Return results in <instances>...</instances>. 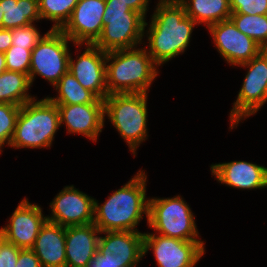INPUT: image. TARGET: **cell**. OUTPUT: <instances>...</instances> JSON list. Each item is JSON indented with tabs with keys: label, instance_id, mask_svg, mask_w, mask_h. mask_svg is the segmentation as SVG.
<instances>
[{
	"label": "cell",
	"instance_id": "33",
	"mask_svg": "<svg viewBox=\"0 0 267 267\" xmlns=\"http://www.w3.org/2000/svg\"><path fill=\"white\" fill-rule=\"evenodd\" d=\"M16 267H42L38 257L31 249H21Z\"/></svg>",
	"mask_w": 267,
	"mask_h": 267
},
{
	"label": "cell",
	"instance_id": "13",
	"mask_svg": "<svg viewBox=\"0 0 267 267\" xmlns=\"http://www.w3.org/2000/svg\"><path fill=\"white\" fill-rule=\"evenodd\" d=\"M208 30L217 51L229 65L246 63L263 49L251 37L240 32L230 19L210 25Z\"/></svg>",
	"mask_w": 267,
	"mask_h": 267
},
{
	"label": "cell",
	"instance_id": "2",
	"mask_svg": "<svg viewBox=\"0 0 267 267\" xmlns=\"http://www.w3.org/2000/svg\"><path fill=\"white\" fill-rule=\"evenodd\" d=\"M145 171L140 170L123 187L114 191L104 204L94 199L95 226L101 231H134L144 218L148 219L149 199H146Z\"/></svg>",
	"mask_w": 267,
	"mask_h": 267
},
{
	"label": "cell",
	"instance_id": "15",
	"mask_svg": "<svg viewBox=\"0 0 267 267\" xmlns=\"http://www.w3.org/2000/svg\"><path fill=\"white\" fill-rule=\"evenodd\" d=\"M85 51L77 56L76 61L70 54L68 71L86 89L93 92L99 99L107 95L106 85V54L93 44H85Z\"/></svg>",
	"mask_w": 267,
	"mask_h": 267
},
{
	"label": "cell",
	"instance_id": "29",
	"mask_svg": "<svg viewBox=\"0 0 267 267\" xmlns=\"http://www.w3.org/2000/svg\"><path fill=\"white\" fill-rule=\"evenodd\" d=\"M41 36L33 23L11 29L12 46L33 50Z\"/></svg>",
	"mask_w": 267,
	"mask_h": 267
},
{
	"label": "cell",
	"instance_id": "6",
	"mask_svg": "<svg viewBox=\"0 0 267 267\" xmlns=\"http://www.w3.org/2000/svg\"><path fill=\"white\" fill-rule=\"evenodd\" d=\"M148 93H114L104 99V116L108 117L125 140L133 155L147 134Z\"/></svg>",
	"mask_w": 267,
	"mask_h": 267
},
{
	"label": "cell",
	"instance_id": "8",
	"mask_svg": "<svg viewBox=\"0 0 267 267\" xmlns=\"http://www.w3.org/2000/svg\"><path fill=\"white\" fill-rule=\"evenodd\" d=\"M68 42H72L61 30L50 29L39 40L31 52L29 80L31 85L36 75L53 87L69 69Z\"/></svg>",
	"mask_w": 267,
	"mask_h": 267
},
{
	"label": "cell",
	"instance_id": "25",
	"mask_svg": "<svg viewBox=\"0 0 267 267\" xmlns=\"http://www.w3.org/2000/svg\"><path fill=\"white\" fill-rule=\"evenodd\" d=\"M229 19L240 32L251 37L261 48L267 47V15L232 13Z\"/></svg>",
	"mask_w": 267,
	"mask_h": 267
},
{
	"label": "cell",
	"instance_id": "24",
	"mask_svg": "<svg viewBox=\"0 0 267 267\" xmlns=\"http://www.w3.org/2000/svg\"><path fill=\"white\" fill-rule=\"evenodd\" d=\"M54 88L58 90V96L48 98L55 104L104 103V100L84 88L69 71L60 78Z\"/></svg>",
	"mask_w": 267,
	"mask_h": 267
},
{
	"label": "cell",
	"instance_id": "35",
	"mask_svg": "<svg viewBox=\"0 0 267 267\" xmlns=\"http://www.w3.org/2000/svg\"><path fill=\"white\" fill-rule=\"evenodd\" d=\"M11 46V29L0 28V52L5 53Z\"/></svg>",
	"mask_w": 267,
	"mask_h": 267
},
{
	"label": "cell",
	"instance_id": "4",
	"mask_svg": "<svg viewBox=\"0 0 267 267\" xmlns=\"http://www.w3.org/2000/svg\"><path fill=\"white\" fill-rule=\"evenodd\" d=\"M60 124L57 105L48 97L21 106L15 130L9 144L13 148L51 147Z\"/></svg>",
	"mask_w": 267,
	"mask_h": 267
},
{
	"label": "cell",
	"instance_id": "26",
	"mask_svg": "<svg viewBox=\"0 0 267 267\" xmlns=\"http://www.w3.org/2000/svg\"><path fill=\"white\" fill-rule=\"evenodd\" d=\"M79 0H39L40 18L51 20V29L61 30L70 19Z\"/></svg>",
	"mask_w": 267,
	"mask_h": 267
},
{
	"label": "cell",
	"instance_id": "19",
	"mask_svg": "<svg viewBox=\"0 0 267 267\" xmlns=\"http://www.w3.org/2000/svg\"><path fill=\"white\" fill-rule=\"evenodd\" d=\"M100 233L94 223L65 227L66 267H87L98 251Z\"/></svg>",
	"mask_w": 267,
	"mask_h": 267
},
{
	"label": "cell",
	"instance_id": "37",
	"mask_svg": "<svg viewBox=\"0 0 267 267\" xmlns=\"http://www.w3.org/2000/svg\"><path fill=\"white\" fill-rule=\"evenodd\" d=\"M3 16H4V14H2L1 6H0V28H3Z\"/></svg>",
	"mask_w": 267,
	"mask_h": 267
},
{
	"label": "cell",
	"instance_id": "12",
	"mask_svg": "<svg viewBox=\"0 0 267 267\" xmlns=\"http://www.w3.org/2000/svg\"><path fill=\"white\" fill-rule=\"evenodd\" d=\"M106 0H79L61 31L77 47L93 44L101 35Z\"/></svg>",
	"mask_w": 267,
	"mask_h": 267
},
{
	"label": "cell",
	"instance_id": "23",
	"mask_svg": "<svg viewBox=\"0 0 267 267\" xmlns=\"http://www.w3.org/2000/svg\"><path fill=\"white\" fill-rule=\"evenodd\" d=\"M30 87L27 74L5 70L0 74V103L22 106L30 102L36 98L27 93Z\"/></svg>",
	"mask_w": 267,
	"mask_h": 267
},
{
	"label": "cell",
	"instance_id": "9",
	"mask_svg": "<svg viewBox=\"0 0 267 267\" xmlns=\"http://www.w3.org/2000/svg\"><path fill=\"white\" fill-rule=\"evenodd\" d=\"M239 66L247 67L248 71L230 110V130L236 128L241 120L254 115L267 102V55L261 51Z\"/></svg>",
	"mask_w": 267,
	"mask_h": 267
},
{
	"label": "cell",
	"instance_id": "22",
	"mask_svg": "<svg viewBox=\"0 0 267 267\" xmlns=\"http://www.w3.org/2000/svg\"><path fill=\"white\" fill-rule=\"evenodd\" d=\"M3 28L23 27L41 20L39 0H0Z\"/></svg>",
	"mask_w": 267,
	"mask_h": 267
},
{
	"label": "cell",
	"instance_id": "32",
	"mask_svg": "<svg viewBox=\"0 0 267 267\" xmlns=\"http://www.w3.org/2000/svg\"><path fill=\"white\" fill-rule=\"evenodd\" d=\"M87 267H120V263L111 253H99L97 251Z\"/></svg>",
	"mask_w": 267,
	"mask_h": 267
},
{
	"label": "cell",
	"instance_id": "21",
	"mask_svg": "<svg viewBox=\"0 0 267 267\" xmlns=\"http://www.w3.org/2000/svg\"><path fill=\"white\" fill-rule=\"evenodd\" d=\"M188 17L198 25H210L228 20L232 14L230 0H179Z\"/></svg>",
	"mask_w": 267,
	"mask_h": 267
},
{
	"label": "cell",
	"instance_id": "20",
	"mask_svg": "<svg viewBox=\"0 0 267 267\" xmlns=\"http://www.w3.org/2000/svg\"><path fill=\"white\" fill-rule=\"evenodd\" d=\"M31 250L42 267H66L65 227L46 221Z\"/></svg>",
	"mask_w": 267,
	"mask_h": 267
},
{
	"label": "cell",
	"instance_id": "5",
	"mask_svg": "<svg viewBox=\"0 0 267 267\" xmlns=\"http://www.w3.org/2000/svg\"><path fill=\"white\" fill-rule=\"evenodd\" d=\"M101 35L93 43L104 52L137 48L142 44L148 23L123 0H106Z\"/></svg>",
	"mask_w": 267,
	"mask_h": 267
},
{
	"label": "cell",
	"instance_id": "16",
	"mask_svg": "<svg viewBox=\"0 0 267 267\" xmlns=\"http://www.w3.org/2000/svg\"><path fill=\"white\" fill-rule=\"evenodd\" d=\"M56 105L60 114V124L66 125L69 134H81L97 142L105 122L104 103Z\"/></svg>",
	"mask_w": 267,
	"mask_h": 267
},
{
	"label": "cell",
	"instance_id": "18",
	"mask_svg": "<svg viewBox=\"0 0 267 267\" xmlns=\"http://www.w3.org/2000/svg\"><path fill=\"white\" fill-rule=\"evenodd\" d=\"M99 235L98 252L111 253L120 267H136L143 257L144 233L134 231H105Z\"/></svg>",
	"mask_w": 267,
	"mask_h": 267
},
{
	"label": "cell",
	"instance_id": "7",
	"mask_svg": "<svg viewBox=\"0 0 267 267\" xmlns=\"http://www.w3.org/2000/svg\"><path fill=\"white\" fill-rule=\"evenodd\" d=\"M190 206L180 195L149 198L148 227L155 233L185 241H202ZM198 238V239H197Z\"/></svg>",
	"mask_w": 267,
	"mask_h": 267
},
{
	"label": "cell",
	"instance_id": "30",
	"mask_svg": "<svg viewBox=\"0 0 267 267\" xmlns=\"http://www.w3.org/2000/svg\"><path fill=\"white\" fill-rule=\"evenodd\" d=\"M232 13L267 15V0H230Z\"/></svg>",
	"mask_w": 267,
	"mask_h": 267
},
{
	"label": "cell",
	"instance_id": "31",
	"mask_svg": "<svg viewBox=\"0 0 267 267\" xmlns=\"http://www.w3.org/2000/svg\"><path fill=\"white\" fill-rule=\"evenodd\" d=\"M20 250L0 236V267H16Z\"/></svg>",
	"mask_w": 267,
	"mask_h": 267
},
{
	"label": "cell",
	"instance_id": "36",
	"mask_svg": "<svg viewBox=\"0 0 267 267\" xmlns=\"http://www.w3.org/2000/svg\"><path fill=\"white\" fill-rule=\"evenodd\" d=\"M5 70H7L5 53L0 52V74L3 73Z\"/></svg>",
	"mask_w": 267,
	"mask_h": 267
},
{
	"label": "cell",
	"instance_id": "1",
	"mask_svg": "<svg viewBox=\"0 0 267 267\" xmlns=\"http://www.w3.org/2000/svg\"><path fill=\"white\" fill-rule=\"evenodd\" d=\"M150 22L146 50L158 66L184 53L197 25L179 0H159Z\"/></svg>",
	"mask_w": 267,
	"mask_h": 267
},
{
	"label": "cell",
	"instance_id": "28",
	"mask_svg": "<svg viewBox=\"0 0 267 267\" xmlns=\"http://www.w3.org/2000/svg\"><path fill=\"white\" fill-rule=\"evenodd\" d=\"M32 50L11 46L6 52V69L29 76Z\"/></svg>",
	"mask_w": 267,
	"mask_h": 267
},
{
	"label": "cell",
	"instance_id": "14",
	"mask_svg": "<svg viewBox=\"0 0 267 267\" xmlns=\"http://www.w3.org/2000/svg\"><path fill=\"white\" fill-rule=\"evenodd\" d=\"M42 212L39 205L31 204L28 198H24L10 216L9 224L0 228V236L18 248L31 249L47 221Z\"/></svg>",
	"mask_w": 267,
	"mask_h": 267
},
{
	"label": "cell",
	"instance_id": "27",
	"mask_svg": "<svg viewBox=\"0 0 267 267\" xmlns=\"http://www.w3.org/2000/svg\"><path fill=\"white\" fill-rule=\"evenodd\" d=\"M20 108L15 104L0 103V154L4 144L9 146L11 142Z\"/></svg>",
	"mask_w": 267,
	"mask_h": 267
},
{
	"label": "cell",
	"instance_id": "34",
	"mask_svg": "<svg viewBox=\"0 0 267 267\" xmlns=\"http://www.w3.org/2000/svg\"><path fill=\"white\" fill-rule=\"evenodd\" d=\"M132 10L139 12L145 19L149 0H123Z\"/></svg>",
	"mask_w": 267,
	"mask_h": 267
},
{
	"label": "cell",
	"instance_id": "3",
	"mask_svg": "<svg viewBox=\"0 0 267 267\" xmlns=\"http://www.w3.org/2000/svg\"><path fill=\"white\" fill-rule=\"evenodd\" d=\"M110 62V63H109ZM158 65L146 48H129L107 52L106 85L109 94L148 93L157 77Z\"/></svg>",
	"mask_w": 267,
	"mask_h": 267
},
{
	"label": "cell",
	"instance_id": "10",
	"mask_svg": "<svg viewBox=\"0 0 267 267\" xmlns=\"http://www.w3.org/2000/svg\"><path fill=\"white\" fill-rule=\"evenodd\" d=\"M204 241L144 233L143 256L152 249L158 267H194L205 254Z\"/></svg>",
	"mask_w": 267,
	"mask_h": 267
},
{
	"label": "cell",
	"instance_id": "11",
	"mask_svg": "<svg viewBox=\"0 0 267 267\" xmlns=\"http://www.w3.org/2000/svg\"><path fill=\"white\" fill-rule=\"evenodd\" d=\"M50 208L47 221L64 227L88 225L94 221V198L74 185L65 186L52 200Z\"/></svg>",
	"mask_w": 267,
	"mask_h": 267
},
{
	"label": "cell",
	"instance_id": "17",
	"mask_svg": "<svg viewBox=\"0 0 267 267\" xmlns=\"http://www.w3.org/2000/svg\"><path fill=\"white\" fill-rule=\"evenodd\" d=\"M218 182L238 189H262L267 187V167L246 161L216 163L211 166Z\"/></svg>",
	"mask_w": 267,
	"mask_h": 267
},
{
	"label": "cell",
	"instance_id": "38",
	"mask_svg": "<svg viewBox=\"0 0 267 267\" xmlns=\"http://www.w3.org/2000/svg\"><path fill=\"white\" fill-rule=\"evenodd\" d=\"M262 51L267 55V47L263 48Z\"/></svg>",
	"mask_w": 267,
	"mask_h": 267
}]
</instances>
